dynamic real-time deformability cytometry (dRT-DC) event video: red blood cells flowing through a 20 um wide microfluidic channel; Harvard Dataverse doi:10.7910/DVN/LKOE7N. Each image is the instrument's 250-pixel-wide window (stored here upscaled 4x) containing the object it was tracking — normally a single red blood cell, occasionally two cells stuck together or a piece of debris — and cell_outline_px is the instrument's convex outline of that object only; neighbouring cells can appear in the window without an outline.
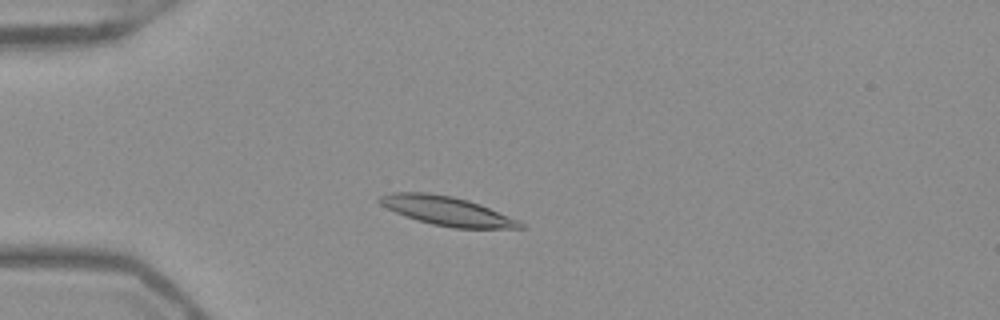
{"species": "Egyptian fruit bat (a non-hibernating species)", "species_latin": "Rousettus aegyptiacus", "temperature_condition": "warm", "stored_images_in_passage": 49, "camera_frame_rate_fps": 3000, "um_per_image_px": 0.085, "frame": {"image": 1, "passage_image": 11, "time_ms": 3.333, "image_size_px": [1000, 320], "cell_outline_px": [[524, 228], [456, 228], [432, 224], [416, 220], [404, 216], [380, 204], [376, 200], [380, 196], [392, 192], [428, 192], [452, 196], [468, 200], [480, 204], [520, 220], [524, 224]], "centroid_in_image_um": [37.99, 17.92], "position_along_channel_um": 47.0, "area_um2": 23.81}}
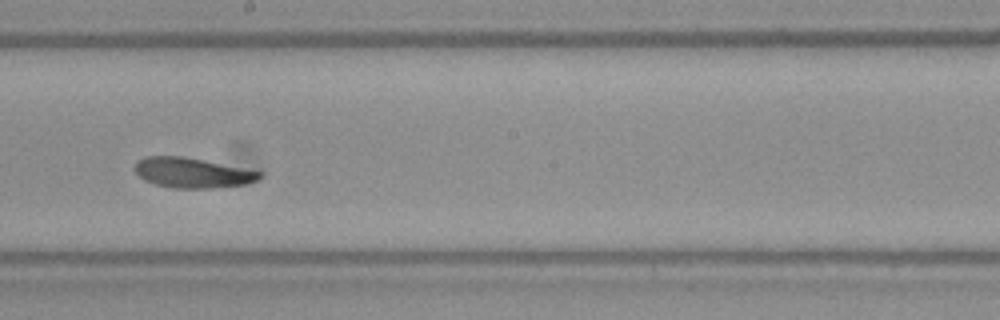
{"frame": {"image": 2, "passage_image": 27, "time_ms": 8.667, "image_size_px": [1000, 320], "cell_outline_px": [[264, 172], [256, 180], [244, 184], [212, 188], [172, 188], [156, 184], [144, 180], [136, 172], [136, 160], [144, 156], [184, 156]], "centroid_in_image_um": [16.33, 14.67], "position_along_channel_um": 231.9, "area_um2": 21.73}}
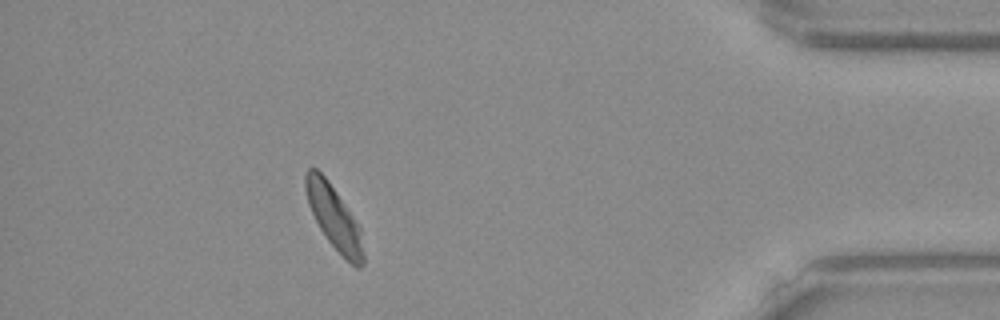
{"frame": {"image": 3, "passage_image": 44, "time_ms": 14.333, "image_size_px": [1000, 320], "cell_outline_px": [[364, 264], [360, 268], [356, 268], [328, 240], [320, 228], [308, 204], [304, 188], [304, 176], [308, 168], [316, 168], [328, 180], [360, 228], [364, 252]], "centroid_in_image_um": [28.38, 18.47], "position_along_channel_um": 406.8, "area_um2": 20.87}, "authors_computed_cell_mechanics": {"area_um2": 22.3108, "velocity_mm_per_s": 3.8848, "shape_relaxation_time_tau1_ms": 3.9858, "shape_relaxation_time_tau2_ms": 4.3079, "deformation_change_tau1": 0.1143, "deformation_change_tau2": 0.0646}}